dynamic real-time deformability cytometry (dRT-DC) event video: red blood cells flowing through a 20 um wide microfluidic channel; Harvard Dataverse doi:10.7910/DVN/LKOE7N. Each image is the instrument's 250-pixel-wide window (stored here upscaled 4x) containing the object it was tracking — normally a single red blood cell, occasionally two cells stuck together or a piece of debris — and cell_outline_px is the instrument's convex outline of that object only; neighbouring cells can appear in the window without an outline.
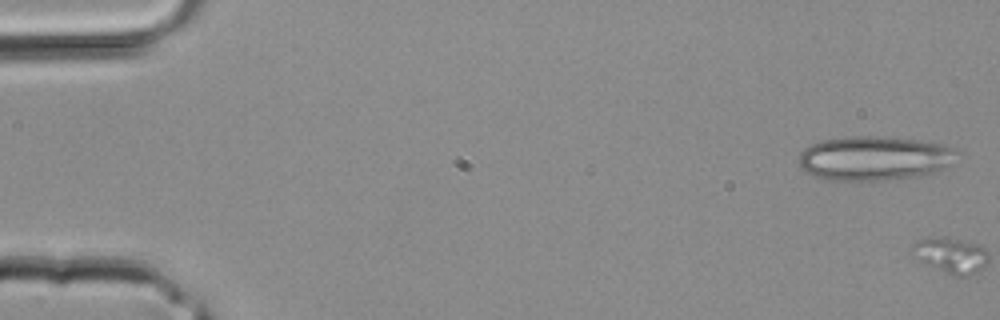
{"species": "common noctule bat (a hibernating species)", "species_latin": "Nyctalus noctula", "temperature_condition": "room temperature", "stored_images_in_passage": 4, "camera_frame_rate_fps": 3000, "um_per_image_px": 0.085, "animal": {"sex": "male", "body_mass_g": 20.4}, "frame": {"image": 1, "passage_image": 1, "time_ms": 0.0, "image_size_px": [1000, 320], "cell_outline_px": [[956, 152], [948, 164], [944, 168], [936, 172], [920, 176], [888, 180], [828, 180], [816, 176], [800, 168], [800, 152], [804, 148], [812, 144], [824, 140], [856, 136], [876, 136], [920, 140], [940, 144], [956, 148]], "centroid_in_image_um": [74.31, 13.46], "position_along_channel_um": 10.7, "area_um2": 40.46}}